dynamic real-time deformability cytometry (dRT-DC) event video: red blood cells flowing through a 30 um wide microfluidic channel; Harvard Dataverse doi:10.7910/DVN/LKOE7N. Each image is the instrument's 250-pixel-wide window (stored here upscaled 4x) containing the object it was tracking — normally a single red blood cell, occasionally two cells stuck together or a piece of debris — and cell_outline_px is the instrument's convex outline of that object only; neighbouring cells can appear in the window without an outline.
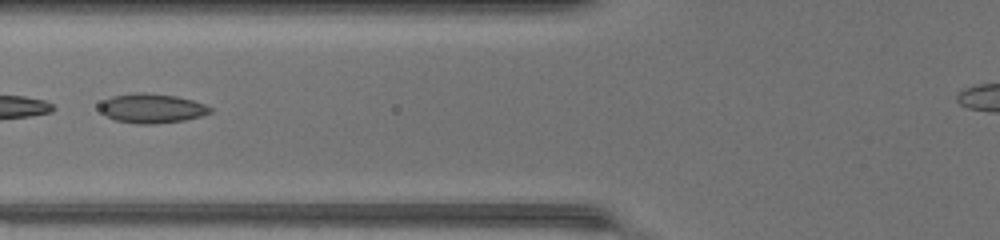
{"species": "common noctule bat (a hibernating species)", "species_latin": "Nyctalus noctula", "temperature_condition": "warm", "stored_images_in_passage": 45, "camera_frame_rate_fps": 3000, "um_per_image_px": 0.085, "animal": {"sex": "female", "body_mass_g": 17.0, "forearm_length_mm": 48.0}, "frame": {"image": 1, "passage_image": 20, "time_ms": 6.333, "image_size_px": [1000, 240], "cell_outline_px": [[212, 112], [200, 116], [184, 120], [152, 124], [136, 124], [116, 120], [108, 116], [100, 108], [100, 104], [104, 100], [112, 96], [136, 92], [144, 92], [176, 96], [192, 100], [204, 104], [212, 108]], "centroid_in_image_um": [12.92, 9.2], "position_along_channel_um": 112.9, "area_um2": 18.73}}